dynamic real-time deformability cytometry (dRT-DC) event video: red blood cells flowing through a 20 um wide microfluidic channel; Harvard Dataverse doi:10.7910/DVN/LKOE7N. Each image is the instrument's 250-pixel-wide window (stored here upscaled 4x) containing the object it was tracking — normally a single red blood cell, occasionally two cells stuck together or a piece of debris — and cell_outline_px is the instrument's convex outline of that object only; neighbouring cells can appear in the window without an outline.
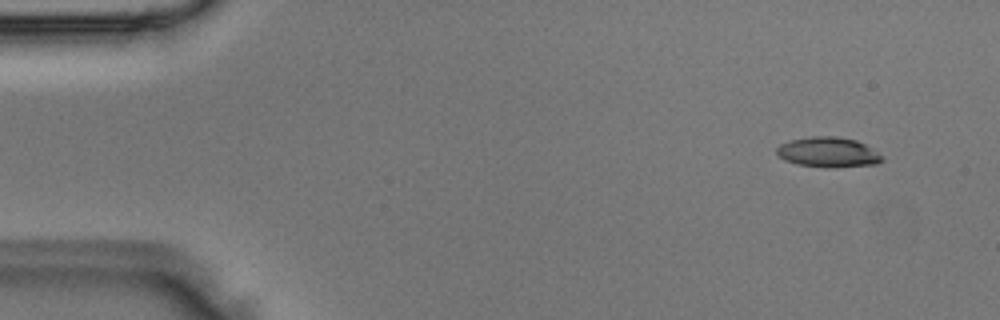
{"species": "Egyptian fruit bat (a non-hibernating species)", "species_latin": "Rousettus aegyptiacus", "temperature_condition": "room temperature", "stored_images_in_passage": 7, "camera_frame_rate_fps": 3000, "um_per_image_px": 0.085, "animal": {"sex": "male"}, "frame": {"image": 1, "passage_image": 1, "time_ms": 0.0, "image_size_px": [1000, 320], "cell_outline_px": [[884, 160], [876, 164], [836, 168], [832, 168], [796, 164], [784, 160], [776, 156], [776, 148], [780, 144], [792, 140], [812, 136], [836, 136], [856, 140], [864, 144], [876, 152]], "centroid_in_image_um": [70.35, 12.95], "position_along_channel_um": 14.7, "area_um2": 18.5}}
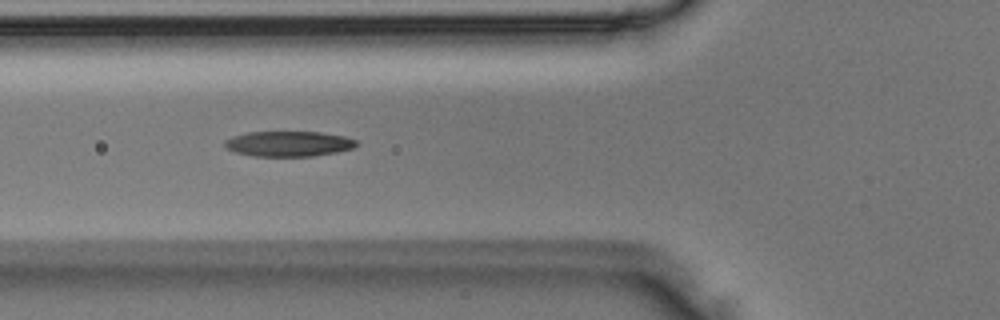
{"frame": {"image": 2, "passage_image": 5, "time_ms": 1.333, "image_size_px": [1000, 320], "cell_outline_px": [[360, 144], [356, 148], [336, 152], [312, 156], [252, 156], [236, 152], [228, 148], [224, 144], [224, 140], [232, 136], [248, 132], [320, 132], [344, 136], [356, 140]], "centroid_in_image_um": [24.57, 12.22], "position_along_channel_um": 101.2, "area_um2": 19.48}}
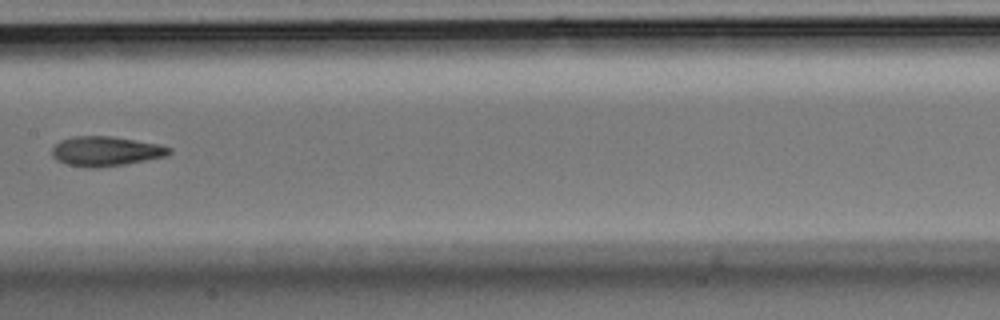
{"frame": {"image": 3, "passage_image": 7, "time_ms": 2.0, "image_size_px": [1000, 320], "cell_outline_px": [[172, 152], [164, 156], [124, 164], [100, 168], [88, 168], [68, 164], [52, 156], [52, 148], [60, 140], [72, 136], [112, 136], [160, 144], [172, 148]], "centroid_in_image_um": [8.99, 12.84], "position_along_channel_um": 198.4, "area_um2": 20.17}}